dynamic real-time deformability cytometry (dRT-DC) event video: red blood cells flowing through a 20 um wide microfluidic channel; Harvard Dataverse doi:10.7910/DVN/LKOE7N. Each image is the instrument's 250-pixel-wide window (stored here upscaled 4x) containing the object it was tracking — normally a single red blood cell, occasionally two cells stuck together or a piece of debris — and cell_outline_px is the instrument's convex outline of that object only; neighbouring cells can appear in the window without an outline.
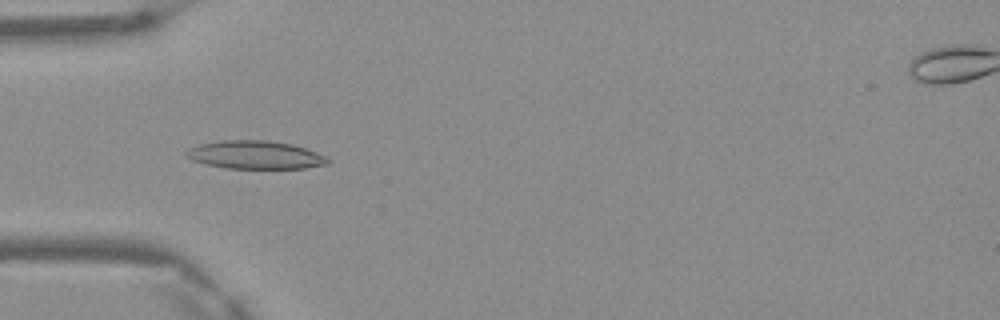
{"species": "Egyptian fruit bat (a non-hibernating species)", "species_latin": "Rousettus aegyptiacus", "temperature_condition": "warm", "stored_images_in_passage": 42, "camera_frame_rate_fps": 3000, "um_per_image_px": 0.085, "frame": {"image": 1, "passage_image": 9, "time_ms": 2.667, "image_size_px": [1000, 320], "cell_outline_px": [[328, 164], [304, 168], [224, 168], [204, 164], [192, 160], [184, 156], [184, 152], [188, 148], [200, 144], [220, 140], [268, 140], [292, 144], [316, 152], [324, 156], [328, 160]], "centroid_in_image_um": [21.62, 13.16], "position_along_channel_um": 63.4, "area_um2": 23.24}}
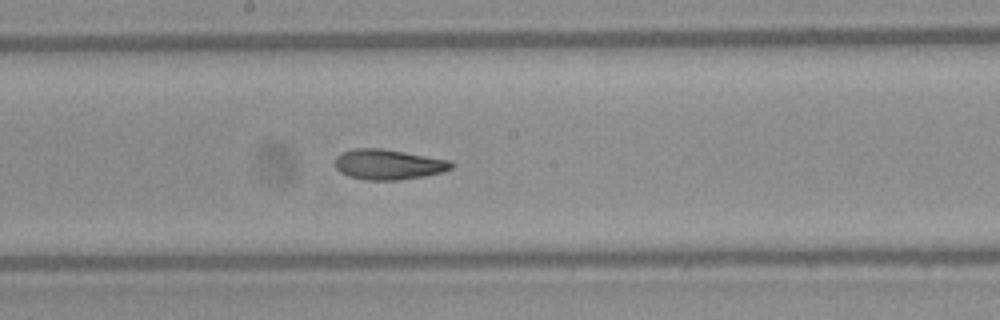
{"frame": {"image": 2, "passage_image": 20, "time_ms": 6.333, "image_size_px": [1000, 320], "cell_outline_px": [[456, 164], [452, 168], [444, 172], [424, 176], [396, 180], [364, 180], [348, 176], [340, 172], [336, 168], [336, 156], [340, 152], [356, 148], [380, 148], [452, 160]], "centroid_in_image_um": [33.04, 13.98], "position_along_channel_um": 215.2, "area_um2": 20.69}}
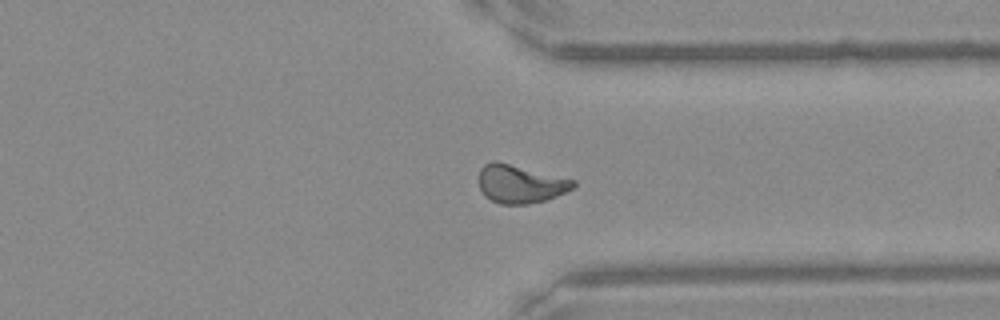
{"frame": {"image": 3, "passage_image": 31, "time_ms": 10.0, "image_size_px": [1000, 320], "cell_outline_px": [[576, 184], [572, 188], [556, 196], [544, 200], [528, 204], [500, 204], [484, 196], [480, 188], [480, 168], [484, 164], [492, 160], [496, 160], [576, 180]], "centroid_in_image_um": [44.21, 15.62], "position_along_channel_um": 367.2, "area_um2": 20.98}, "authors_computed_cell_mechanics": {"area_um2": 20.8947, "velocity_mm_per_s": 4.16, "shape_relaxation_time_tau1_ms": null, "shape_relaxation_time_tau2_ms": 3.0251, "deformation_change_tau1": null, "deformation_change_tau2": 0.0975}}